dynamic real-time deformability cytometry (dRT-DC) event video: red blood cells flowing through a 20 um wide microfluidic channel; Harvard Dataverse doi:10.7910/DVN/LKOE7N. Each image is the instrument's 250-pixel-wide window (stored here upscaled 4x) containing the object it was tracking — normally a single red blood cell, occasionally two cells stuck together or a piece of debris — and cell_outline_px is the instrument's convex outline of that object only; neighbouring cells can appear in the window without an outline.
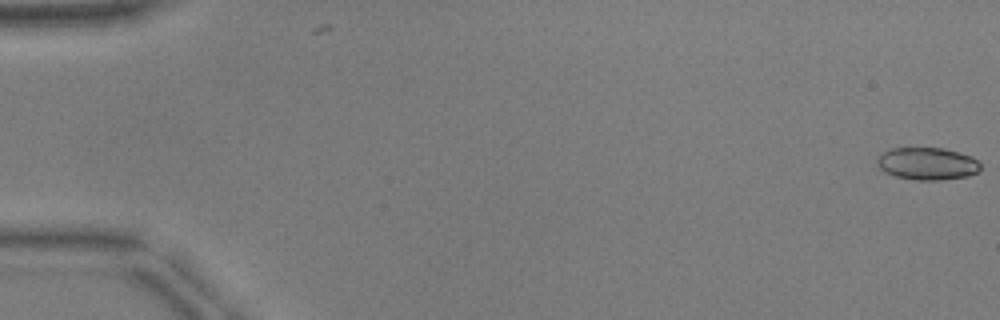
{"species": "common noctule bat (a hibernating species)", "species_latin": "Nyctalus noctula", "temperature_condition": "warm", "stored_images_in_passage": 52, "camera_frame_rate_fps": 3000, "um_per_image_px": 0.085, "animal": {"sex": "male", "body_mass_g": 17.9, "forearm_length_mm": 54.2}, "frame": {"image": 1, "passage_image": 1, "time_ms": 0.0, "image_size_px": [1000, 320], "cell_outline_px": [[980, 168], [976, 172], [968, 176], [940, 180], [916, 180], [896, 176], [884, 172], [876, 164], [876, 160], [884, 152], [892, 148], [944, 148], [968, 156], [976, 160], [980, 164]], "centroid_in_image_um": [78.78, 13.92], "position_along_channel_um": 6.2, "area_um2": 19.25}}
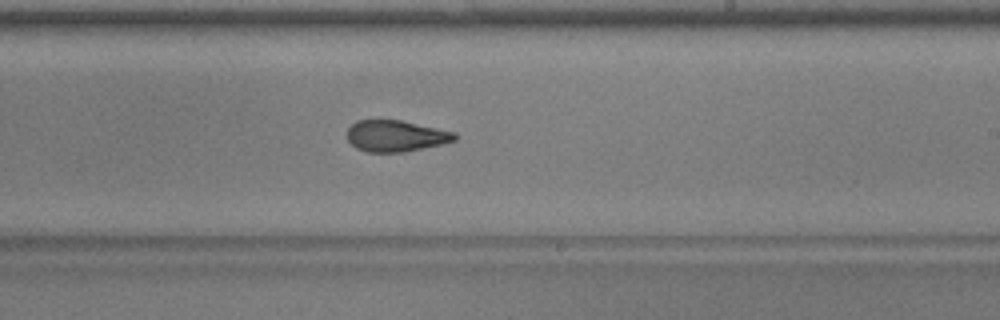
{"frame": {"image": 2, "passage_image": 32, "time_ms": 10.333, "image_size_px": [1000, 320], "cell_outline_px": [[456, 140], [440, 144], [404, 152], [368, 152], [356, 148], [348, 140], [348, 128], [356, 120], [400, 120], [456, 132]], "centroid_in_image_um": [33.63, 11.55], "position_along_channel_um": 255.4, "area_um2": 19.48}}
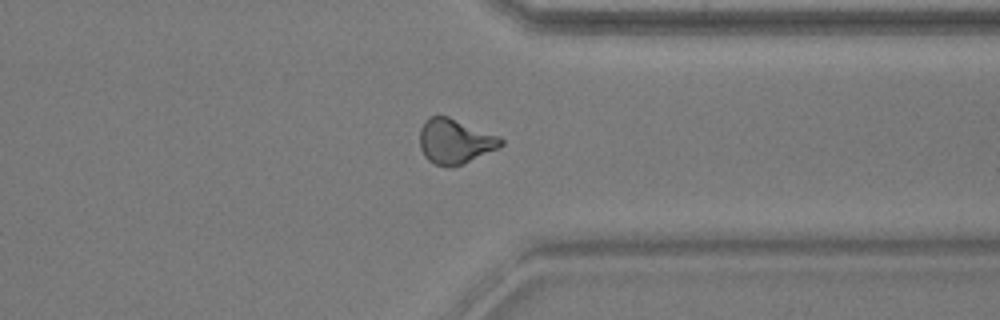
{"frame": {"image": 3, "passage_image": 41, "time_ms": 13.333, "image_size_px": [1000, 320], "cell_outline_px": [[504, 144], [500, 148], [464, 164], [448, 168], [436, 164], [428, 160], [424, 156], [420, 148], [420, 128], [424, 120], [428, 116], [448, 116], [500, 136], [504, 140]], "centroid_in_image_um": [38.69, 12.02], "position_along_channel_um": 372.7, "area_um2": 21.62}}